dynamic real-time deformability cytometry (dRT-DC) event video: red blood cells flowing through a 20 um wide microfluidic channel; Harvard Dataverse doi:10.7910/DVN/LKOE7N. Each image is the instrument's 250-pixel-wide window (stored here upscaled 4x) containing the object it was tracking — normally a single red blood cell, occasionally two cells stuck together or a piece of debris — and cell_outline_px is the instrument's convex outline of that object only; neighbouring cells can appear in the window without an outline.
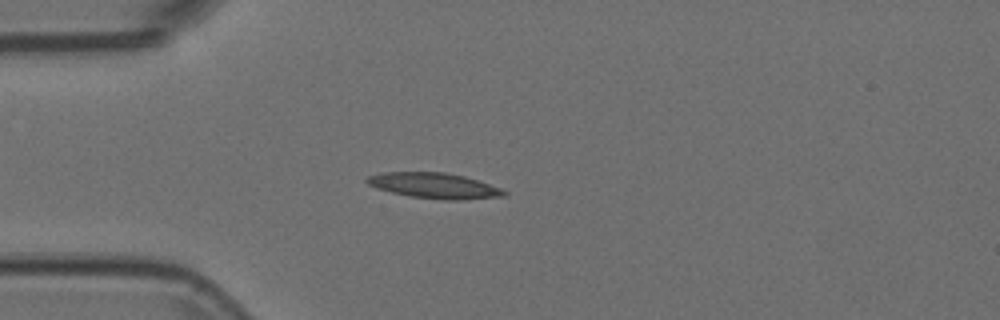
{"species": "Egyptian fruit bat (a non-hibernating species)", "species_latin": "Rousettus aegyptiacus", "temperature_condition": "room temperature", "stored_images_in_passage": 55, "camera_frame_rate_fps": 3000, "um_per_image_px": 0.085, "animal": {"sex": "female"}, "frame": {"image": 1, "passage_image": 15, "time_ms": 4.667, "image_size_px": [1000, 320], "cell_outline_px": [[508, 192], [504, 196], [460, 200], [444, 200], [412, 196], [392, 192], [376, 188], [368, 184], [364, 180], [368, 176], [380, 172], [444, 172], [464, 176], [500, 188]], "centroid_in_image_um": [36.88, 15.77], "position_along_channel_um": 48.1, "area_um2": 20.23}}
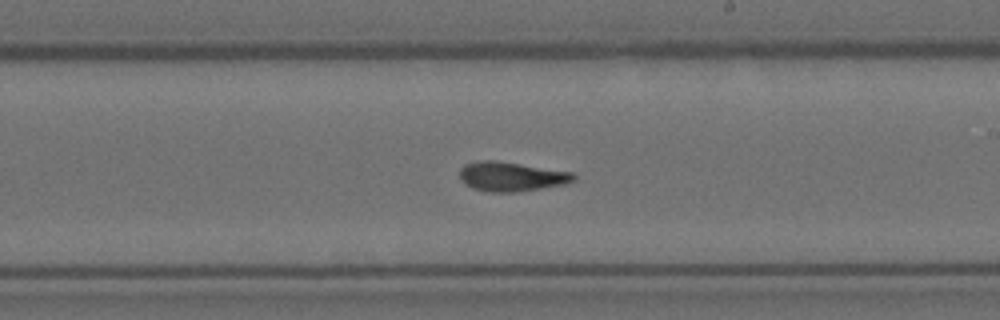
{"frame": {"image": 2, "passage_image": 32, "time_ms": 10.333, "image_size_px": [1000, 320], "cell_outline_px": [[576, 180], [564, 184], [540, 188], [512, 192], [488, 192], [472, 188], [464, 184], [460, 180], [460, 168], [464, 164], [476, 160], [496, 160], [572, 172], [576, 176]], "centroid_in_image_um": [43.41, 15.0], "position_along_channel_um": 245.6, "area_um2": 19.59}}
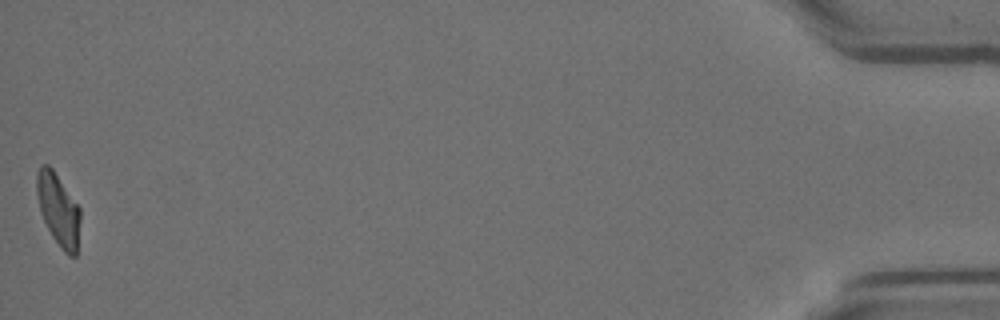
{"frame": {"image": 3, "passage_image": 55, "time_ms": 18.0, "image_size_px": [1000, 320], "cell_outline_px": [[80, 220], [76, 256], [68, 256], [60, 248], [52, 236], [40, 212], [36, 192], [36, 172], [40, 164], [48, 164], [52, 168], [80, 208]], "centroid_in_image_um": [4.94, 17.8], "position_along_channel_um": 430.3, "area_um2": 18.32}}